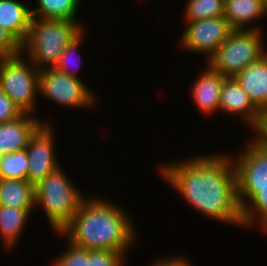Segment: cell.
Here are the masks:
<instances>
[{
  "label": "cell",
  "mask_w": 267,
  "mask_h": 266,
  "mask_svg": "<svg viewBox=\"0 0 267 266\" xmlns=\"http://www.w3.org/2000/svg\"><path fill=\"white\" fill-rule=\"evenodd\" d=\"M211 153L160 165L159 175L206 217L242 227L232 157Z\"/></svg>",
  "instance_id": "6da1fadb"
},
{
  "label": "cell",
  "mask_w": 267,
  "mask_h": 266,
  "mask_svg": "<svg viewBox=\"0 0 267 266\" xmlns=\"http://www.w3.org/2000/svg\"><path fill=\"white\" fill-rule=\"evenodd\" d=\"M126 213L116 202L90 195L58 235L86 250H111L127 257L137 240V230Z\"/></svg>",
  "instance_id": "7a4b0ae2"
},
{
  "label": "cell",
  "mask_w": 267,
  "mask_h": 266,
  "mask_svg": "<svg viewBox=\"0 0 267 266\" xmlns=\"http://www.w3.org/2000/svg\"><path fill=\"white\" fill-rule=\"evenodd\" d=\"M78 20L31 17L29 33L21 52L38 70L54 68L65 48L83 31Z\"/></svg>",
  "instance_id": "3957f363"
},
{
  "label": "cell",
  "mask_w": 267,
  "mask_h": 266,
  "mask_svg": "<svg viewBox=\"0 0 267 266\" xmlns=\"http://www.w3.org/2000/svg\"><path fill=\"white\" fill-rule=\"evenodd\" d=\"M34 207L42 208L56 235L71 221L87 197L73 184L63 168L49 174L34 186Z\"/></svg>",
  "instance_id": "277c9868"
},
{
  "label": "cell",
  "mask_w": 267,
  "mask_h": 266,
  "mask_svg": "<svg viewBox=\"0 0 267 266\" xmlns=\"http://www.w3.org/2000/svg\"><path fill=\"white\" fill-rule=\"evenodd\" d=\"M263 33L253 29L232 30L206 63L225 77H235L267 54Z\"/></svg>",
  "instance_id": "5b68a950"
},
{
  "label": "cell",
  "mask_w": 267,
  "mask_h": 266,
  "mask_svg": "<svg viewBox=\"0 0 267 266\" xmlns=\"http://www.w3.org/2000/svg\"><path fill=\"white\" fill-rule=\"evenodd\" d=\"M39 72L28 58L25 59L22 52L16 56L4 57L0 63V89L22 113L34 115L33 112H36Z\"/></svg>",
  "instance_id": "8992f818"
},
{
  "label": "cell",
  "mask_w": 267,
  "mask_h": 266,
  "mask_svg": "<svg viewBox=\"0 0 267 266\" xmlns=\"http://www.w3.org/2000/svg\"><path fill=\"white\" fill-rule=\"evenodd\" d=\"M39 95L67 108H92L96 105V94L81 80L64 74L55 68L39 72Z\"/></svg>",
  "instance_id": "52a82bcc"
},
{
  "label": "cell",
  "mask_w": 267,
  "mask_h": 266,
  "mask_svg": "<svg viewBox=\"0 0 267 266\" xmlns=\"http://www.w3.org/2000/svg\"><path fill=\"white\" fill-rule=\"evenodd\" d=\"M179 44L183 50L206 55L208 61L233 30L224 16L185 22ZM204 53V54H203Z\"/></svg>",
  "instance_id": "ba28073f"
},
{
  "label": "cell",
  "mask_w": 267,
  "mask_h": 266,
  "mask_svg": "<svg viewBox=\"0 0 267 266\" xmlns=\"http://www.w3.org/2000/svg\"><path fill=\"white\" fill-rule=\"evenodd\" d=\"M42 124L30 137L26 147L28 156L27 178L33 186L44 180L60 167L55 151L54 127Z\"/></svg>",
  "instance_id": "9c48e42d"
},
{
  "label": "cell",
  "mask_w": 267,
  "mask_h": 266,
  "mask_svg": "<svg viewBox=\"0 0 267 266\" xmlns=\"http://www.w3.org/2000/svg\"><path fill=\"white\" fill-rule=\"evenodd\" d=\"M232 160L237 186H267V148L249 140L241 153Z\"/></svg>",
  "instance_id": "30bf717a"
},
{
  "label": "cell",
  "mask_w": 267,
  "mask_h": 266,
  "mask_svg": "<svg viewBox=\"0 0 267 266\" xmlns=\"http://www.w3.org/2000/svg\"><path fill=\"white\" fill-rule=\"evenodd\" d=\"M46 122L23 113L15 120L0 123V157L26 149L30 137Z\"/></svg>",
  "instance_id": "8fae6325"
},
{
  "label": "cell",
  "mask_w": 267,
  "mask_h": 266,
  "mask_svg": "<svg viewBox=\"0 0 267 266\" xmlns=\"http://www.w3.org/2000/svg\"><path fill=\"white\" fill-rule=\"evenodd\" d=\"M225 78L206 63L204 71L193 83L190 95L202 114L208 116L220 111V93Z\"/></svg>",
  "instance_id": "7c38bea8"
},
{
  "label": "cell",
  "mask_w": 267,
  "mask_h": 266,
  "mask_svg": "<svg viewBox=\"0 0 267 266\" xmlns=\"http://www.w3.org/2000/svg\"><path fill=\"white\" fill-rule=\"evenodd\" d=\"M220 111L239 116L251 128L257 120L259 109L234 77H226L220 93Z\"/></svg>",
  "instance_id": "4fadbf2b"
},
{
  "label": "cell",
  "mask_w": 267,
  "mask_h": 266,
  "mask_svg": "<svg viewBox=\"0 0 267 266\" xmlns=\"http://www.w3.org/2000/svg\"><path fill=\"white\" fill-rule=\"evenodd\" d=\"M237 197L242 228L259 223V228L267 232V186H237Z\"/></svg>",
  "instance_id": "5bb4252c"
},
{
  "label": "cell",
  "mask_w": 267,
  "mask_h": 266,
  "mask_svg": "<svg viewBox=\"0 0 267 266\" xmlns=\"http://www.w3.org/2000/svg\"><path fill=\"white\" fill-rule=\"evenodd\" d=\"M265 16L267 5L262 0H224V17L233 30L262 31L261 26L254 25V21Z\"/></svg>",
  "instance_id": "9a60e30c"
},
{
  "label": "cell",
  "mask_w": 267,
  "mask_h": 266,
  "mask_svg": "<svg viewBox=\"0 0 267 266\" xmlns=\"http://www.w3.org/2000/svg\"><path fill=\"white\" fill-rule=\"evenodd\" d=\"M234 78L258 109L267 105V54Z\"/></svg>",
  "instance_id": "2e32d148"
},
{
  "label": "cell",
  "mask_w": 267,
  "mask_h": 266,
  "mask_svg": "<svg viewBox=\"0 0 267 266\" xmlns=\"http://www.w3.org/2000/svg\"><path fill=\"white\" fill-rule=\"evenodd\" d=\"M31 17V8L21 1L0 0V26L21 45L28 36Z\"/></svg>",
  "instance_id": "e0dca14e"
},
{
  "label": "cell",
  "mask_w": 267,
  "mask_h": 266,
  "mask_svg": "<svg viewBox=\"0 0 267 266\" xmlns=\"http://www.w3.org/2000/svg\"><path fill=\"white\" fill-rule=\"evenodd\" d=\"M33 209H17L0 205V236L4 249L16 248Z\"/></svg>",
  "instance_id": "ac0fdd59"
},
{
  "label": "cell",
  "mask_w": 267,
  "mask_h": 266,
  "mask_svg": "<svg viewBox=\"0 0 267 266\" xmlns=\"http://www.w3.org/2000/svg\"><path fill=\"white\" fill-rule=\"evenodd\" d=\"M34 195V186L28 180L0 179V205L35 209Z\"/></svg>",
  "instance_id": "d6986e66"
},
{
  "label": "cell",
  "mask_w": 267,
  "mask_h": 266,
  "mask_svg": "<svg viewBox=\"0 0 267 266\" xmlns=\"http://www.w3.org/2000/svg\"><path fill=\"white\" fill-rule=\"evenodd\" d=\"M82 0H36L31 16L44 19L77 20L76 14Z\"/></svg>",
  "instance_id": "ffe728a7"
},
{
  "label": "cell",
  "mask_w": 267,
  "mask_h": 266,
  "mask_svg": "<svg viewBox=\"0 0 267 266\" xmlns=\"http://www.w3.org/2000/svg\"><path fill=\"white\" fill-rule=\"evenodd\" d=\"M184 21L203 20L224 16V0H188Z\"/></svg>",
  "instance_id": "44dd1931"
},
{
  "label": "cell",
  "mask_w": 267,
  "mask_h": 266,
  "mask_svg": "<svg viewBox=\"0 0 267 266\" xmlns=\"http://www.w3.org/2000/svg\"><path fill=\"white\" fill-rule=\"evenodd\" d=\"M27 169L26 149L0 157V179L26 180Z\"/></svg>",
  "instance_id": "7402d4cb"
},
{
  "label": "cell",
  "mask_w": 267,
  "mask_h": 266,
  "mask_svg": "<svg viewBox=\"0 0 267 266\" xmlns=\"http://www.w3.org/2000/svg\"><path fill=\"white\" fill-rule=\"evenodd\" d=\"M84 34H85V31H83L77 38H75L70 44H68V46L63 51L57 64L54 67L56 70L61 71L64 74H67L69 76L80 78L79 76H77L78 75L77 70H78V67L80 66L77 65V67H75L76 66L75 63L77 62H74V60L72 59H75L74 56L76 54L74 53H78L77 50L79 49V47L81 46L83 42L82 40L84 39V36H85ZM74 67L76 68L75 70H74Z\"/></svg>",
  "instance_id": "603a6c76"
},
{
  "label": "cell",
  "mask_w": 267,
  "mask_h": 266,
  "mask_svg": "<svg viewBox=\"0 0 267 266\" xmlns=\"http://www.w3.org/2000/svg\"><path fill=\"white\" fill-rule=\"evenodd\" d=\"M66 242L67 249L53 259L50 266H88V250Z\"/></svg>",
  "instance_id": "cb8c5ba5"
},
{
  "label": "cell",
  "mask_w": 267,
  "mask_h": 266,
  "mask_svg": "<svg viewBox=\"0 0 267 266\" xmlns=\"http://www.w3.org/2000/svg\"><path fill=\"white\" fill-rule=\"evenodd\" d=\"M127 259L121 252L88 250V266H126Z\"/></svg>",
  "instance_id": "d4e9b609"
},
{
  "label": "cell",
  "mask_w": 267,
  "mask_h": 266,
  "mask_svg": "<svg viewBox=\"0 0 267 266\" xmlns=\"http://www.w3.org/2000/svg\"><path fill=\"white\" fill-rule=\"evenodd\" d=\"M22 114L11 98L0 89V123L15 120Z\"/></svg>",
  "instance_id": "484cf974"
},
{
  "label": "cell",
  "mask_w": 267,
  "mask_h": 266,
  "mask_svg": "<svg viewBox=\"0 0 267 266\" xmlns=\"http://www.w3.org/2000/svg\"><path fill=\"white\" fill-rule=\"evenodd\" d=\"M250 129L257 133L251 141L267 148V105L259 109L257 120Z\"/></svg>",
  "instance_id": "4316f807"
},
{
  "label": "cell",
  "mask_w": 267,
  "mask_h": 266,
  "mask_svg": "<svg viewBox=\"0 0 267 266\" xmlns=\"http://www.w3.org/2000/svg\"><path fill=\"white\" fill-rule=\"evenodd\" d=\"M0 53L4 57H12L21 53V44L0 26Z\"/></svg>",
  "instance_id": "83f0119b"
},
{
  "label": "cell",
  "mask_w": 267,
  "mask_h": 266,
  "mask_svg": "<svg viewBox=\"0 0 267 266\" xmlns=\"http://www.w3.org/2000/svg\"><path fill=\"white\" fill-rule=\"evenodd\" d=\"M154 263L151 266H193L192 263L187 260L183 255L168 257L166 258H158V260H154Z\"/></svg>",
  "instance_id": "f1b7e54d"
},
{
  "label": "cell",
  "mask_w": 267,
  "mask_h": 266,
  "mask_svg": "<svg viewBox=\"0 0 267 266\" xmlns=\"http://www.w3.org/2000/svg\"><path fill=\"white\" fill-rule=\"evenodd\" d=\"M4 56L0 53V63L2 62Z\"/></svg>",
  "instance_id": "f546056e"
}]
</instances>
